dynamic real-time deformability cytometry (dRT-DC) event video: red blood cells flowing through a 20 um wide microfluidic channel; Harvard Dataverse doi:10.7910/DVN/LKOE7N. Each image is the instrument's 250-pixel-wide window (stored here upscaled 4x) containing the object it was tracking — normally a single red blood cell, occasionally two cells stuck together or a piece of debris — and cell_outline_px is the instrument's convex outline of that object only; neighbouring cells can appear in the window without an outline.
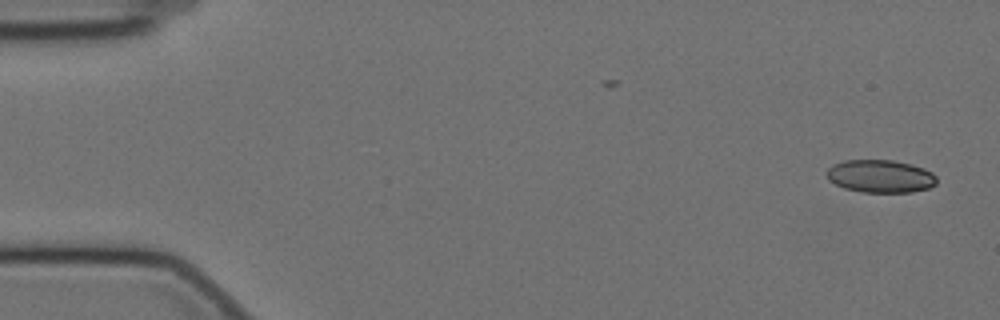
{"species": "Egyptian fruit bat (a non-hibernating species)", "species_latin": "Rousettus aegyptiacus", "temperature_condition": "cold", "stored_images_in_passage": 56, "camera_frame_rate_fps": 3000, "um_per_image_px": 0.085, "animal": {"sex": "female"}, "frame": {"image": 1, "passage_image": 1, "time_ms": 0.0, "image_size_px": [1000, 320], "cell_outline_px": [[936, 184], [928, 188], [912, 192], [864, 192], [844, 188], [828, 180], [824, 172], [832, 164], [844, 160], [892, 160], [924, 168], [932, 172], [936, 176]], "centroid_in_image_um": [74.8, 14.97], "position_along_channel_um": 10.2, "area_um2": 21.1}}
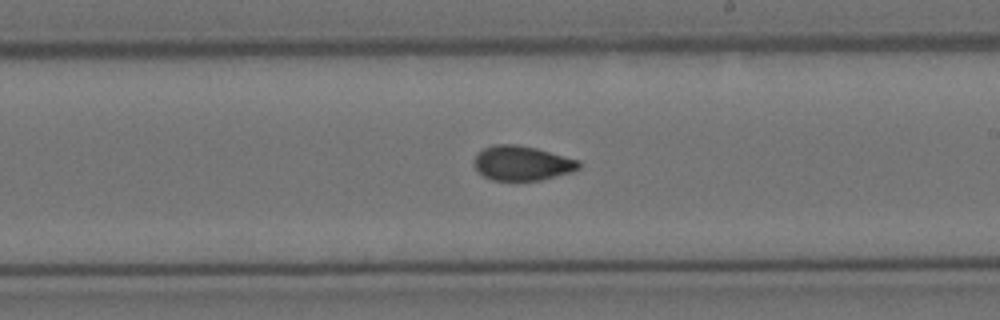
{"frame": {"image": 2, "passage_image": 32, "time_ms": 10.333, "image_size_px": [1000, 320], "cell_outline_px": [[580, 168], [572, 172], [540, 180], [492, 180], [484, 176], [472, 164], [472, 160], [484, 148], [496, 144], [516, 144], [536, 148], [580, 160]], "centroid_in_image_um": [44.38, 13.86], "position_along_channel_um": 244.6, "area_um2": 21.1}}
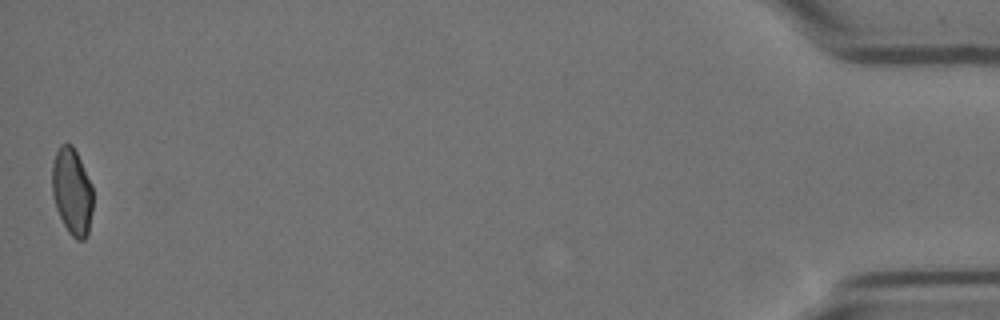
{"frame": {"image": 3, "passage_image": 56, "time_ms": 18.333, "image_size_px": [1000, 320], "cell_outline_px": [[92, 212], [88, 236], [84, 240], [76, 240], [68, 232], [56, 208], [52, 196], [52, 164], [56, 152], [60, 144], [72, 144], [92, 184]], "centroid_in_image_um": [6.12, 16.3], "position_along_channel_um": 429.1, "area_um2": 20.75}, "authors_computed_cell_mechanics": {"area_um2": 21.3282, "velocity_mm_per_s": 3.4885, "shape_relaxation_time_tau1_ms": 5.5729, "shape_relaxation_time_tau2_ms": 1.8347, "deformation_change_tau1": 0.1325, "deformation_change_tau2": 0.0569}}